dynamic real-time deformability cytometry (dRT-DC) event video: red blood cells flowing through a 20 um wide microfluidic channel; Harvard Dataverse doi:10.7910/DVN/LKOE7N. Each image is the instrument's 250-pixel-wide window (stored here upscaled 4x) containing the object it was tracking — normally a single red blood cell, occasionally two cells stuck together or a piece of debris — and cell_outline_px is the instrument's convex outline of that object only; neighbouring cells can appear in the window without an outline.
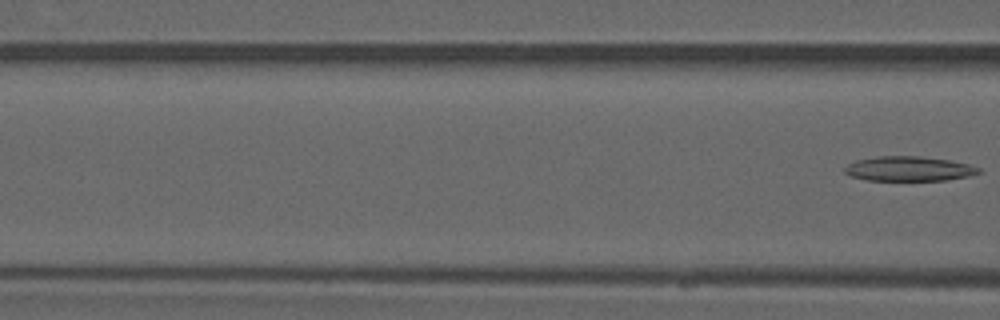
{"species": "common noctule bat (a hibernating species)", "species_latin": "Nyctalus noctula", "temperature_condition": "warm", "stored_images_in_passage": 6, "segment_of_instrument_passage": [2, 2], "camera_frame_rate_fps": 3000, "um_per_image_px": 0.085, "animal": {"sex": "male", "forearm_length_mm": 52.5}, "frame": {"image": 1, "passage_image": 6, "time_ms": 5.667, "image_size_px": [1000, 320], "cell_outline_px": [[980, 172], [968, 176], [944, 180], [868, 180], [852, 176], [844, 172], [844, 168], [848, 164], [856, 160], [876, 156], [920, 156], [948, 160], [968, 164], [980, 168]], "centroid_in_image_um": [77.23, 14.33], "position_along_channel_um": 89.4, "area_um2": 19.07}}